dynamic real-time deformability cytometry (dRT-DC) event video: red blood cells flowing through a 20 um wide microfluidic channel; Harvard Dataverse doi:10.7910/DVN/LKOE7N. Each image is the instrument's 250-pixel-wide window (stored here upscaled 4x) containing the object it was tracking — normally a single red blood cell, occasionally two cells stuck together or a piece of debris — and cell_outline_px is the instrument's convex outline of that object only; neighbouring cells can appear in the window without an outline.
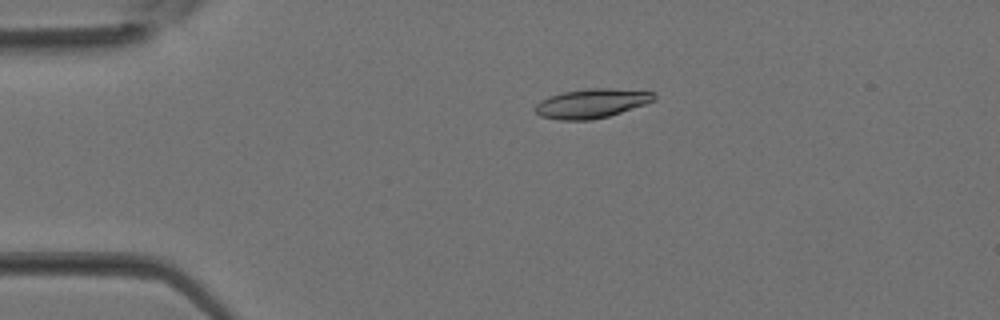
{"species": "Egyptian fruit bat (a non-hibernating species)", "species_latin": "Rousettus aegyptiacus", "temperature_condition": "room temperature", "stored_images_in_passage": 32, "camera_frame_rate_fps": 3000, "um_per_image_px": 0.085, "animal": {"sex": "female"}, "frame": {"image": 1, "passage_image": 3, "time_ms": 0.667, "image_size_px": [1000, 320], "cell_outline_px": [[656, 100], [608, 116], [592, 120], [560, 120], [540, 116], [532, 108], [540, 100], [548, 96], [564, 92], [588, 88], [608, 88], [656, 92]], "centroid_in_image_um": [50.26, 8.78], "position_along_channel_um": 34.7, "area_um2": 20.29}}
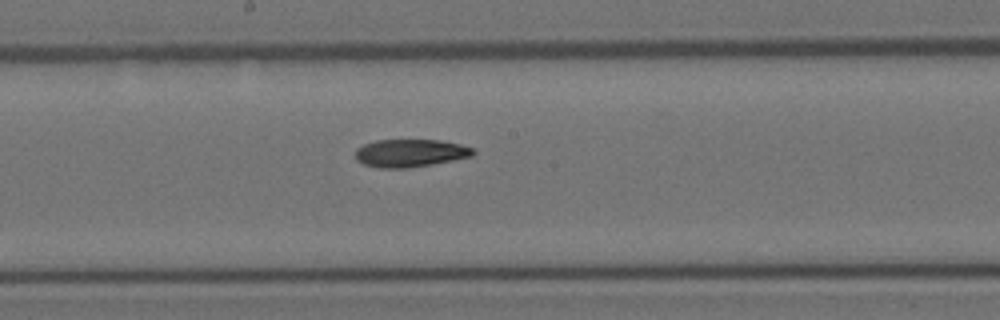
{"frame": {"image": 2, "passage_image": 15, "time_ms": 4.667, "image_size_px": [1000, 320], "cell_outline_px": [[476, 152], [472, 156], [432, 164], [408, 168], [380, 168], [364, 164], [356, 160], [356, 148], [364, 144], [376, 140], [440, 140], [460, 144], [476, 148]], "centroid_in_image_um": [34.89, 13.01], "position_along_channel_um": 213.3, "area_um2": 19.13}}
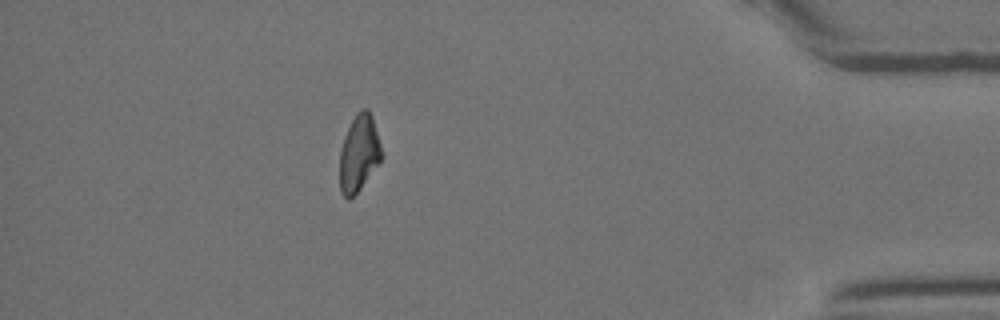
{"frame": {"image": 3, "passage_image": 28, "time_ms": 9.0, "image_size_px": [1000, 320], "cell_outline_px": [[384, 156], [360, 188], [348, 200], [340, 192], [340, 148], [344, 136], [356, 112], [360, 108], [368, 108], [372, 116], [384, 152]], "centroid_in_image_um": [30.53, 12.98], "position_along_channel_um": 404.7, "area_um2": 18.84}}